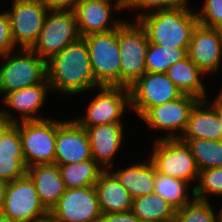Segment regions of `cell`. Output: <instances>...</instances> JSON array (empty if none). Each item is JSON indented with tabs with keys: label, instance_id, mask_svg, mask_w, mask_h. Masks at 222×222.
Here are the masks:
<instances>
[{
	"label": "cell",
	"instance_id": "1",
	"mask_svg": "<svg viewBox=\"0 0 222 222\" xmlns=\"http://www.w3.org/2000/svg\"><path fill=\"white\" fill-rule=\"evenodd\" d=\"M51 90L73 94L98 88L91 69L87 44L83 38L66 46L46 62Z\"/></svg>",
	"mask_w": 222,
	"mask_h": 222
},
{
	"label": "cell",
	"instance_id": "2",
	"mask_svg": "<svg viewBox=\"0 0 222 222\" xmlns=\"http://www.w3.org/2000/svg\"><path fill=\"white\" fill-rule=\"evenodd\" d=\"M144 28L148 42L154 45L188 49L199 21L188 5L175 9L157 10L137 19Z\"/></svg>",
	"mask_w": 222,
	"mask_h": 222
},
{
	"label": "cell",
	"instance_id": "3",
	"mask_svg": "<svg viewBox=\"0 0 222 222\" xmlns=\"http://www.w3.org/2000/svg\"><path fill=\"white\" fill-rule=\"evenodd\" d=\"M5 108H1L0 116L6 123L19 121V134L26 167L38 164L55 163V143L57 120L45 119L20 121Z\"/></svg>",
	"mask_w": 222,
	"mask_h": 222
},
{
	"label": "cell",
	"instance_id": "4",
	"mask_svg": "<svg viewBox=\"0 0 222 222\" xmlns=\"http://www.w3.org/2000/svg\"><path fill=\"white\" fill-rule=\"evenodd\" d=\"M120 86L129 88L146 72L147 34L137 20H125L118 28Z\"/></svg>",
	"mask_w": 222,
	"mask_h": 222
},
{
	"label": "cell",
	"instance_id": "5",
	"mask_svg": "<svg viewBox=\"0 0 222 222\" xmlns=\"http://www.w3.org/2000/svg\"><path fill=\"white\" fill-rule=\"evenodd\" d=\"M14 52V53H13ZM15 50L2 56L0 64V94L43 83L47 79L46 61L32 49Z\"/></svg>",
	"mask_w": 222,
	"mask_h": 222
},
{
	"label": "cell",
	"instance_id": "6",
	"mask_svg": "<svg viewBox=\"0 0 222 222\" xmlns=\"http://www.w3.org/2000/svg\"><path fill=\"white\" fill-rule=\"evenodd\" d=\"M82 38L87 44L95 82L99 86H120L118 29Z\"/></svg>",
	"mask_w": 222,
	"mask_h": 222
},
{
	"label": "cell",
	"instance_id": "7",
	"mask_svg": "<svg viewBox=\"0 0 222 222\" xmlns=\"http://www.w3.org/2000/svg\"><path fill=\"white\" fill-rule=\"evenodd\" d=\"M149 158L158 173L190 184L197 181L199 170L188 145L180 138L158 137Z\"/></svg>",
	"mask_w": 222,
	"mask_h": 222
},
{
	"label": "cell",
	"instance_id": "8",
	"mask_svg": "<svg viewBox=\"0 0 222 222\" xmlns=\"http://www.w3.org/2000/svg\"><path fill=\"white\" fill-rule=\"evenodd\" d=\"M80 38L73 11L49 10L38 40L31 49L47 62Z\"/></svg>",
	"mask_w": 222,
	"mask_h": 222
},
{
	"label": "cell",
	"instance_id": "9",
	"mask_svg": "<svg viewBox=\"0 0 222 222\" xmlns=\"http://www.w3.org/2000/svg\"><path fill=\"white\" fill-rule=\"evenodd\" d=\"M0 211L15 222H34L49 216V211L41 203L35 184L27 173L8 182Z\"/></svg>",
	"mask_w": 222,
	"mask_h": 222
},
{
	"label": "cell",
	"instance_id": "10",
	"mask_svg": "<svg viewBox=\"0 0 222 222\" xmlns=\"http://www.w3.org/2000/svg\"><path fill=\"white\" fill-rule=\"evenodd\" d=\"M130 109L141 118L150 108L174 101L183 94L166 73L146 72L129 87Z\"/></svg>",
	"mask_w": 222,
	"mask_h": 222
},
{
	"label": "cell",
	"instance_id": "11",
	"mask_svg": "<svg viewBox=\"0 0 222 222\" xmlns=\"http://www.w3.org/2000/svg\"><path fill=\"white\" fill-rule=\"evenodd\" d=\"M99 89V90H98ZM98 94L89 103L86 114L74 119L81 127L122 123L126 107H130L129 88L99 86Z\"/></svg>",
	"mask_w": 222,
	"mask_h": 222
},
{
	"label": "cell",
	"instance_id": "12",
	"mask_svg": "<svg viewBox=\"0 0 222 222\" xmlns=\"http://www.w3.org/2000/svg\"><path fill=\"white\" fill-rule=\"evenodd\" d=\"M101 215L94 185L66 189L49 211L53 222H97Z\"/></svg>",
	"mask_w": 222,
	"mask_h": 222
},
{
	"label": "cell",
	"instance_id": "13",
	"mask_svg": "<svg viewBox=\"0 0 222 222\" xmlns=\"http://www.w3.org/2000/svg\"><path fill=\"white\" fill-rule=\"evenodd\" d=\"M11 21L13 43L20 49H31L38 40L44 20L49 12L41 0H13Z\"/></svg>",
	"mask_w": 222,
	"mask_h": 222
},
{
	"label": "cell",
	"instance_id": "14",
	"mask_svg": "<svg viewBox=\"0 0 222 222\" xmlns=\"http://www.w3.org/2000/svg\"><path fill=\"white\" fill-rule=\"evenodd\" d=\"M199 100L195 96L183 94L174 101L150 108L140 119L152 129L156 128L157 130L171 132L165 137H161V139L180 138L188 125L191 110ZM177 131H179V134Z\"/></svg>",
	"mask_w": 222,
	"mask_h": 222
},
{
	"label": "cell",
	"instance_id": "15",
	"mask_svg": "<svg viewBox=\"0 0 222 222\" xmlns=\"http://www.w3.org/2000/svg\"><path fill=\"white\" fill-rule=\"evenodd\" d=\"M187 56L206 75L219 71L222 65V29L198 23L188 45Z\"/></svg>",
	"mask_w": 222,
	"mask_h": 222
},
{
	"label": "cell",
	"instance_id": "16",
	"mask_svg": "<svg viewBox=\"0 0 222 222\" xmlns=\"http://www.w3.org/2000/svg\"><path fill=\"white\" fill-rule=\"evenodd\" d=\"M92 159L88 134L75 120L58 121L55 164L64 165Z\"/></svg>",
	"mask_w": 222,
	"mask_h": 222
},
{
	"label": "cell",
	"instance_id": "17",
	"mask_svg": "<svg viewBox=\"0 0 222 222\" xmlns=\"http://www.w3.org/2000/svg\"><path fill=\"white\" fill-rule=\"evenodd\" d=\"M114 4L104 0H81L73 9L80 37L118 29L125 20L112 19L114 7L117 11H122L118 5Z\"/></svg>",
	"mask_w": 222,
	"mask_h": 222
},
{
	"label": "cell",
	"instance_id": "18",
	"mask_svg": "<svg viewBox=\"0 0 222 222\" xmlns=\"http://www.w3.org/2000/svg\"><path fill=\"white\" fill-rule=\"evenodd\" d=\"M122 123L82 127L86 130L91 147L92 158L104 169L113 167V158L118 153L124 139Z\"/></svg>",
	"mask_w": 222,
	"mask_h": 222
},
{
	"label": "cell",
	"instance_id": "19",
	"mask_svg": "<svg viewBox=\"0 0 222 222\" xmlns=\"http://www.w3.org/2000/svg\"><path fill=\"white\" fill-rule=\"evenodd\" d=\"M51 90L49 82L46 79L43 83L25 87L22 89L11 91L5 94L2 102L5 107H9L11 111L14 110L22 117V121L42 120L41 116L34 115L43 107L47 91Z\"/></svg>",
	"mask_w": 222,
	"mask_h": 222
},
{
	"label": "cell",
	"instance_id": "20",
	"mask_svg": "<svg viewBox=\"0 0 222 222\" xmlns=\"http://www.w3.org/2000/svg\"><path fill=\"white\" fill-rule=\"evenodd\" d=\"M27 175L35 184L41 203L50 211L66 191L58 165L38 164L27 167Z\"/></svg>",
	"mask_w": 222,
	"mask_h": 222
},
{
	"label": "cell",
	"instance_id": "21",
	"mask_svg": "<svg viewBox=\"0 0 222 222\" xmlns=\"http://www.w3.org/2000/svg\"><path fill=\"white\" fill-rule=\"evenodd\" d=\"M199 100L191 110L188 125L180 139L222 140V124L209 101ZM209 107V108H207Z\"/></svg>",
	"mask_w": 222,
	"mask_h": 222
},
{
	"label": "cell",
	"instance_id": "22",
	"mask_svg": "<svg viewBox=\"0 0 222 222\" xmlns=\"http://www.w3.org/2000/svg\"><path fill=\"white\" fill-rule=\"evenodd\" d=\"M102 213L126 212L132 209V197L116 176L103 170L94 185Z\"/></svg>",
	"mask_w": 222,
	"mask_h": 222
},
{
	"label": "cell",
	"instance_id": "23",
	"mask_svg": "<svg viewBox=\"0 0 222 222\" xmlns=\"http://www.w3.org/2000/svg\"><path fill=\"white\" fill-rule=\"evenodd\" d=\"M110 171L129 192L132 199L154 192L156 168L149 158L147 162H137L125 169L114 172L110 169Z\"/></svg>",
	"mask_w": 222,
	"mask_h": 222
},
{
	"label": "cell",
	"instance_id": "24",
	"mask_svg": "<svg viewBox=\"0 0 222 222\" xmlns=\"http://www.w3.org/2000/svg\"><path fill=\"white\" fill-rule=\"evenodd\" d=\"M166 74L182 94L192 95L200 100H205L206 88L201 78L206 74L188 56L171 65Z\"/></svg>",
	"mask_w": 222,
	"mask_h": 222
},
{
	"label": "cell",
	"instance_id": "25",
	"mask_svg": "<svg viewBox=\"0 0 222 222\" xmlns=\"http://www.w3.org/2000/svg\"><path fill=\"white\" fill-rule=\"evenodd\" d=\"M131 211L142 222H175L176 209L154 192L133 199Z\"/></svg>",
	"mask_w": 222,
	"mask_h": 222
},
{
	"label": "cell",
	"instance_id": "26",
	"mask_svg": "<svg viewBox=\"0 0 222 222\" xmlns=\"http://www.w3.org/2000/svg\"><path fill=\"white\" fill-rule=\"evenodd\" d=\"M66 189L93 186L104 170L93 158L77 163L58 165Z\"/></svg>",
	"mask_w": 222,
	"mask_h": 222
},
{
	"label": "cell",
	"instance_id": "27",
	"mask_svg": "<svg viewBox=\"0 0 222 222\" xmlns=\"http://www.w3.org/2000/svg\"><path fill=\"white\" fill-rule=\"evenodd\" d=\"M189 186V183L185 181L169 177L156 171L154 177V193L170 203L176 210L195 198L193 188L191 189L192 196H188L189 191L187 189Z\"/></svg>",
	"mask_w": 222,
	"mask_h": 222
},
{
	"label": "cell",
	"instance_id": "28",
	"mask_svg": "<svg viewBox=\"0 0 222 222\" xmlns=\"http://www.w3.org/2000/svg\"><path fill=\"white\" fill-rule=\"evenodd\" d=\"M191 150L199 171L222 167V140L181 139Z\"/></svg>",
	"mask_w": 222,
	"mask_h": 222
},
{
	"label": "cell",
	"instance_id": "29",
	"mask_svg": "<svg viewBox=\"0 0 222 222\" xmlns=\"http://www.w3.org/2000/svg\"><path fill=\"white\" fill-rule=\"evenodd\" d=\"M187 50L149 43L145 57L147 72L166 73L171 65L187 56Z\"/></svg>",
	"mask_w": 222,
	"mask_h": 222
},
{
	"label": "cell",
	"instance_id": "30",
	"mask_svg": "<svg viewBox=\"0 0 222 222\" xmlns=\"http://www.w3.org/2000/svg\"><path fill=\"white\" fill-rule=\"evenodd\" d=\"M175 222H221L209 201L194 198L176 210Z\"/></svg>",
	"mask_w": 222,
	"mask_h": 222
},
{
	"label": "cell",
	"instance_id": "31",
	"mask_svg": "<svg viewBox=\"0 0 222 222\" xmlns=\"http://www.w3.org/2000/svg\"><path fill=\"white\" fill-rule=\"evenodd\" d=\"M197 182L193 187L196 199L210 201L207 195L222 196V167L199 171Z\"/></svg>",
	"mask_w": 222,
	"mask_h": 222
},
{
	"label": "cell",
	"instance_id": "32",
	"mask_svg": "<svg viewBox=\"0 0 222 222\" xmlns=\"http://www.w3.org/2000/svg\"><path fill=\"white\" fill-rule=\"evenodd\" d=\"M0 156L24 157L19 134V121L5 123L0 128Z\"/></svg>",
	"mask_w": 222,
	"mask_h": 222
},
{
	"label": "cell",
	"instance_id": "33",
	"mask_svg": "<svg viewBox=\"0 0 222 222\" xmlns=\"http://www.w3.org/2000/svg\"><path fill=\"white\" fill-rule=\"evenodd\" d=\"M189 3V0H128L126 10L131 8L133 9H141L142 11L136 15V18L134 20H137L144 14L150 13L157 10H166V9H175L182 6H187ZM145 10V12H144ZM149 12H147V11Z\"/></svg>",
	"mask_w": 222,
	"mask_h": 222
},
{
	"label": "cell",
	"instance_id": "34",
	"mask_svg": "<svg viewBox=\"0 0 222 222\" xmlns=\"http://www.w3.org/2000/svg\"><path fill=\"white\" fill-rule=\"evenodd\" d=\"M199 12H196L199 24L222 29V0H205Z\"/></svg>",
	"mask_w": 222,
	"mask_h": 222
},
{
	"label": "cell",
	"instance_id": "35",
	"mask_svg": "<svg viewBox=\"0 0 222 222\" xmlns=\"http://www.w3.org/2000/svg\"><path fill=\"white\" fill-rule=\"evenodd\" d=\"M27 172L24 157L0 156V179L6 182L23 177Z\"/></svg>",
	"mask_w": 222,
	"mask_h": 222
},
{
	"label": "cell",
	"instance_id": "36",
	"mask_svg": "<svg viewBox=\"0 0 222 222\" xmlns=\"http://www.w3.org/2000/svg\"><path fill=\"white\" fill-rule=\"evenodd\" d=\"M17 49L13 43L12 33H11V21L7 11L0 13V57L11 53Z\"/></svg>",
	"mask_w": 222,
	"mask_h": 222
},
{
	"label": "cell",
	"instance_id": "37",
	"mask_svg": "<svg viewBox=\"0 0 222 222\" xmlns=\"http://www.w3.org/2000/svg\"><path fill=\"white\" fill-rule=\"evenodd\" d=\"M97 222H142L132 211L102 213Z\"/></svg>",
	"mask_w": 222,
	"mask_h": 222
},
{
	"label": "cell",
	"instance_id": "38",
	"mask_svg": "<svg viewBox=\"0 0 222 222\" xmlns=\"http://www.w3.org/2000/svg\"><path fill=\"white\" fill-rule=\"evenodd\" d=\"M81 0H41L49 10L73 11Z\"/></svg>",
	"mask_w": 222,
	"mask_h": 222
},
{
	"label": "cell",
	"instance_id": "39",
	"mask_svg": "<svg viewBox=\"0 0 222 222\" xmlns=\"http://www.w3.org/2000/svg\"><path fill=\"white\" fill-rule=\"evenodd\" d=\"M209 105H211L215 109L218 115L219 121L222 124V93H218L216 98Z\"/></svg>",
	"mask_w": 222,
	"mask_h": 222
},
{
	"label": "cell",
	"instance_id": "40",
	"mask_svg": "<svg viewBox=\"0 0 222 222\" xmlns=\"http://www.w3.org/2000/svg\"><path fill=\"white\" fill-rule=\"evenodd\" d=\"M8 182L0 179V210L2 208Z\"/></svg>",
	"mask_w": 222,
	"mask_h": 222
},
{
	"label": "cell",
	"instance_id": "41",
	"mask_svg": "<svg viewBox=\"0 0 222 222\" xmlns=\"http://www.w3.org/2000/svg\"><path fill=\"white\" fill-rule=\"evenodd\" d=\"M104 1L111 2L112 0H104ZM115 1L116 2H114V3L125 11L128 0H115Z\"/></svg>",
	"mask_w": 222,
	"mask_h": 222
},
{
	"label": "cell",
	"instance_id": "42",
	"mask_svg": "<svg viewBox=\"0 0 222 222\" xmlns=\"http://www.w3.org/2000/svg\"><path fill=\"white\" fill-rule=\"evenodd\" d=\"M0 222H15L0 211Z\"/></svg>",
	"mask_w": 222,
	"mask_h": 222
},
{
	"label": "cell",
	"instance_id": "43",
	"mask_svg": "<svg viewBox=\"0 0 222 222\" xmlns=\"http://www.w3.org/2000/svg\"><path fill=\"white\" fill-rule=\"evenodd\" d=\"M34 222H53L50 218V216H47L45 218H42L40 220L34 221Z\"/></svg>",
	"mask_w": 222,
	"mask_h": 222
},
{
	"label": "cell",
	"instance_id": "44",
	"mask_svg": "<svg viewBox=\"0 0 222 222\" xmlns=\"http://www.w3.org/2000/svg\"><path fill=\"white\" fill-rule=\"evenodd\" d=\"M5 120L0 116V128L5 124Z\"/></svg>",
	"mask_w": 222,
	"mask_h": 222
},
{
	"label": "cell",
	"instance_id": "45",
	"mask_svg": "<svg viewBox=\"0 0 222 222\" xmlns=\"http://www.w3.org/2000/svg\"><path fill=\"white\" fill-rule=\"evenodd\" d=\"M219 212V219H220V221L222 222V207L220 208V210H218Z\"/></svg>",
	"mask_w": 222,
	"mask_h": 222
}]
</instances>
